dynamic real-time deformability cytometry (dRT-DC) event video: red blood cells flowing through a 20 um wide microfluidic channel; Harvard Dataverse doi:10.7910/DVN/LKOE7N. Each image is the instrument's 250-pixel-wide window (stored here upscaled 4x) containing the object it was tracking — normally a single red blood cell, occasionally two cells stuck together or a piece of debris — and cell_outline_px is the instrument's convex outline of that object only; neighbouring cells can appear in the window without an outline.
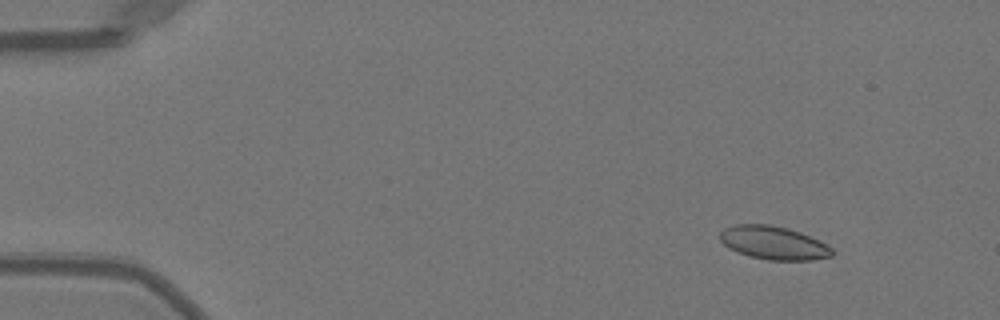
{"species": "Egyptian fruit bat (a non-hibernating species)", "species_latin": "Rousettus aegyptiacus", "temperature_condition": "warm", "stored_images_in_passage": 46, "camera_frame_rate_fps": 3000, "um_per_image_px": 0.085, "animal": {"sex": "female"}, "frame": {"image": 1, "passage_image": 1, "time_ms": 0.0, "image_size_px": [1000, 320], "cell_outline_px": [[832, 256], [812, 260], [768, 260], [736, 252], [728, 248], [720, 240], [720, 232], [724, 228], [736, 224], [768, 224], [788, 228], [800, 232], [832, 248]], "centroid_in_image_um": [65.71, 20.64], "position_along_channel_um": 19.3, "area_um2": 21.56}}
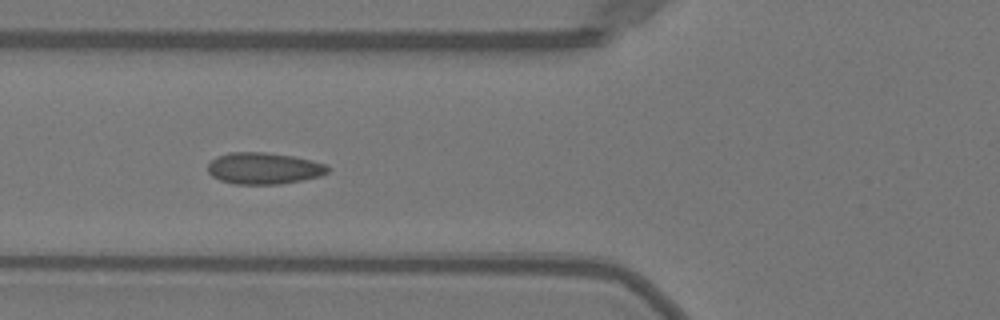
{"frame": {"image": 2, "passage_image": 15, "time_ms": 4.667, "image_size_px": [1000, 320], "cell_outline_px": [[328, 172], [320, 176], [280, 184], [236, 184], [220, 180], [212, 176], [208, 172], [208, 164], [216, 156], [228, 152], [264, 152], [292, 156], [312, 160], [328, 164]], "centroid_in_image_um": [22.41, 14.3], "position_along_channel_um": 103.4, "area_um2": 22.08}}
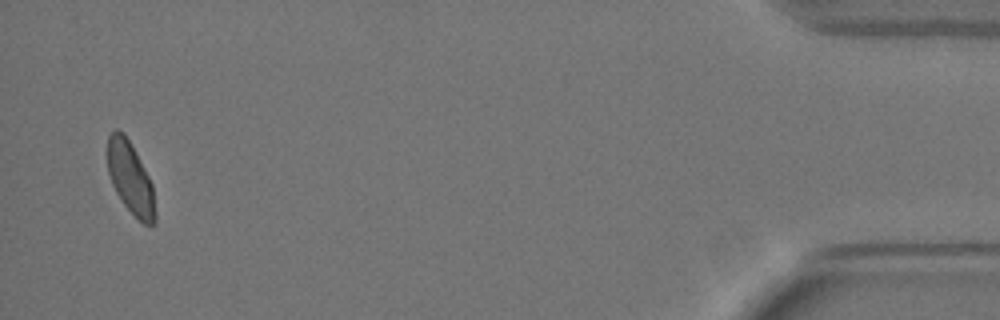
{"frame": {"image": 3, "passage_image": 45, "time_ms": 14.667, "image_size_px": [1000, 320], "cell_outline_px": [[156, 220], [152, 224], [144, 224], [124, 204], [116, 192], [112, 184], [108, 172], [108, 136], [116, 128], [124, 132], [148, 176], [152, 184], [156, 212]], "centroid_in_image_um": [11.08, 15.13], "position_along_channel_um": 424.1, "area_um2": 19.54}, "authors_computed_cell_mechanics": {"area_um2": 21.0392, "velocity_mm_per_s": 4.0086, "shape_relaxation_time_tau1_ms": 6.5013, "shape_relaxation_time_tau2_ms": 0.547, "deformation_change_tau1": 0.1403, "deformation_change_tau2": 0.0646}}